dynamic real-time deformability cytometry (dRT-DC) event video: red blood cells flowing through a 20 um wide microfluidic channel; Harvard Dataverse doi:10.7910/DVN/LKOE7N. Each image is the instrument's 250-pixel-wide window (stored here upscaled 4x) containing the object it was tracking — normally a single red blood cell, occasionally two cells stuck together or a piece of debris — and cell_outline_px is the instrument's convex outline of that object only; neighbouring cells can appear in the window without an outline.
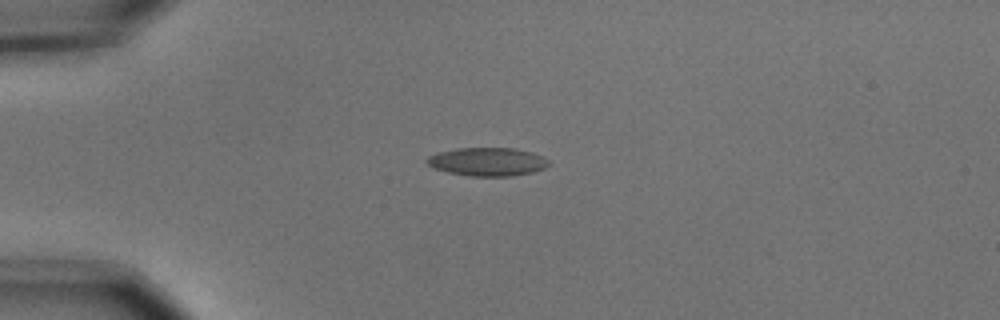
{"species": "common noctule bat (a hibernating species)", "species_latin": "Nyctalus noctula", "temperature_condition": "cold", "stored_images_in_passage": 5, "camera_frame_rate_fps": 3000, "um_per_image_px": 0.085, "animal": {"sex": "male", "body_mass_g": 15.6}, "frame": {"image": 1, "passage_image": 4, "time_ms": 1.0, "image_size_px": [1000, 320], "cell_outline_px": [[552, 164], [544, 168], [532, 172], [512, 176], [468, 176], [448, 172], [432, 168], [424, 160], [428, 156], [436, 152], [456, 148], [516, 148], [532, 152], [544, 156], [552, 160]], "centroid_in_image_um": [41.46, 13.74], "position_along_channel_um": 43.5, "area_um2": 20.58}}